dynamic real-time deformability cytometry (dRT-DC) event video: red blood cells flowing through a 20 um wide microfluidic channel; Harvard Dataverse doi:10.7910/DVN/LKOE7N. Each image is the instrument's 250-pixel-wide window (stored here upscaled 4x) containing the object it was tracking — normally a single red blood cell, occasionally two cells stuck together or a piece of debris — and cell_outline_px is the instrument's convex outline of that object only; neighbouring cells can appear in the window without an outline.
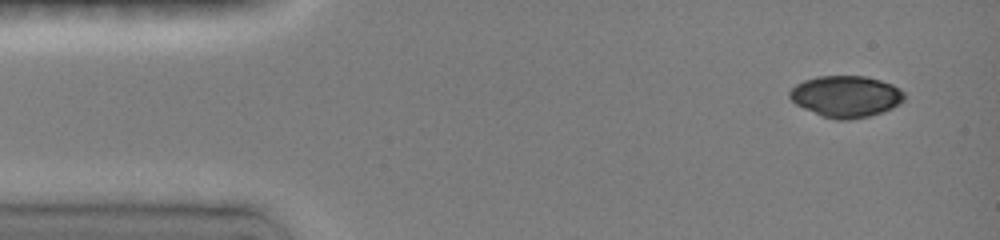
{"species": "common noctule bat (a hibernating species)", "species_latin": "Nyctalus noctula", "temperature_condition": "room temperature", "stored_images_in_passage": 37, "camera_frame_rate_fps": 3000, "um_per_image_px": 0.085, "animal": {"sex": "female", "body_mass_g": 19.0, "forearm_length_mm": 51.5}, "frame": {"image": 1, "passage_image": 1, "time_ms": 0.0, "image_size_px": [1000, 240], "cell_outline_px": [[904, 100], [900, 104], [884, 112], [868, 116], [848, 120], [836, 120], [820, 116], [796, 104], [788, 96], [788, 92], [796, 84], [804, 80], [816, 76], [864, 76], [880, 80], [892, 84], [900, 88], [904, 92]], "centroid_in_image_um": [71.91, 8.2], "position_along_channel_um": 13.1, "area_um2": 27.92}}
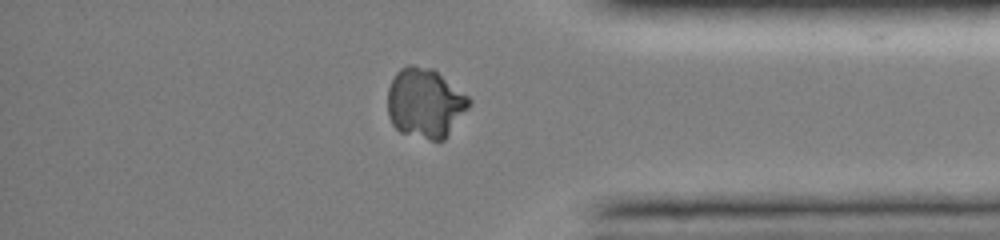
{"frame": {"image": 2, "passage_image": 30, "time_ms": 12.0, "image_size_px": [1000, 240], "cell_outline_px": [[472, 104], [444, 140], [428, 140], [400, 132], [392, 124], [388, 116], [388, 88], [396, 72], [400, 68], [408, 64], [412, 64], [432, 68], [468, 96], [472, 100]], "centroid_in_image_um": [36.13, 8.76], "position_along_channel_um": 399.1, "area_um2": 33.23}}
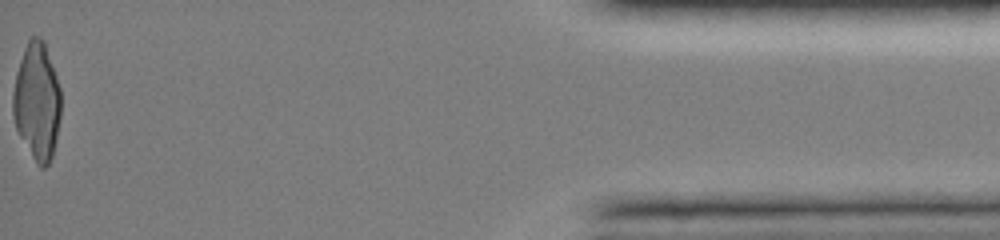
{"frame": {"image": 3, "passage_image": 37, "time_ms": 14.667, "image_size_px": [1000, 240], "cell_outline_px": [[60, 116], [52, 156], [48, 164], [44, 168], [40, 168], [36, 164], [20, 136], [16, 128], [12, 116], [12, 96], [16, 72], [24, 48], [28, 40], [32, 36], [40, 36], [44, 40], [60, 88]], "centroid_in_image_um": [3.12, 8.61], "position_along_channel_um": 432.1, "area_um2": 32.77}}